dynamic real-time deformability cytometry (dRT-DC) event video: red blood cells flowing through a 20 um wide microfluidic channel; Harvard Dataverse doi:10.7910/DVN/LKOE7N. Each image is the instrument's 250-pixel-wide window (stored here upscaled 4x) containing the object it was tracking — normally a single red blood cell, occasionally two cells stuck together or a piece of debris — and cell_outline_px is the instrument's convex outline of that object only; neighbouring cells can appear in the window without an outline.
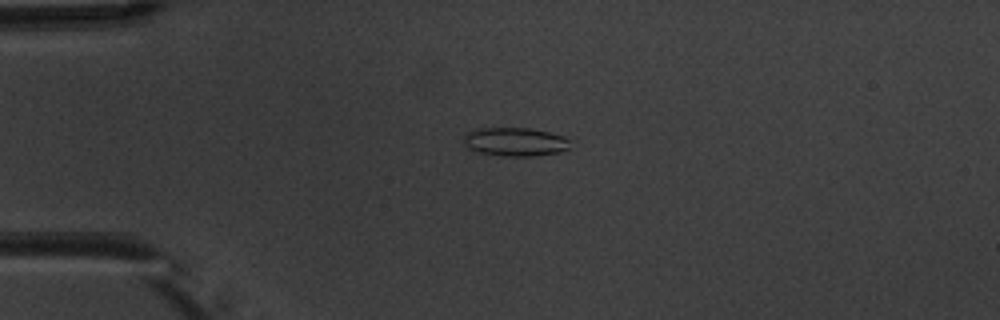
{"species": "common noctule bat (a hibernating species)", "species_latin": "Nyctalus noctula", "temperature_condition": "warm", "stored_images_in_passage": 3, "camera_frame_rate_fps": 3000, "um_per_image_px": 0.085, "animal": {"sex": "male", "body_mass_g": 20.1, "forearm_length_mm": 53.5}, "frame": {"image": 1, "passage_image": 2, "time_ms": 1.333, "image_size_px": [1000, 320], "cell_outline_px": [[568, 148], [560, 152], [532, 156], [500, 156], [480, 152], [468, 148], [464, 144], [464, 132], [480, 128], [528, 128], [548, 132], [564, 136], [568, 140]], "centroid_in_image_um": [43.74, 12.05], "position_along_channel_um": 41.3, "area_um2": 17.69}}